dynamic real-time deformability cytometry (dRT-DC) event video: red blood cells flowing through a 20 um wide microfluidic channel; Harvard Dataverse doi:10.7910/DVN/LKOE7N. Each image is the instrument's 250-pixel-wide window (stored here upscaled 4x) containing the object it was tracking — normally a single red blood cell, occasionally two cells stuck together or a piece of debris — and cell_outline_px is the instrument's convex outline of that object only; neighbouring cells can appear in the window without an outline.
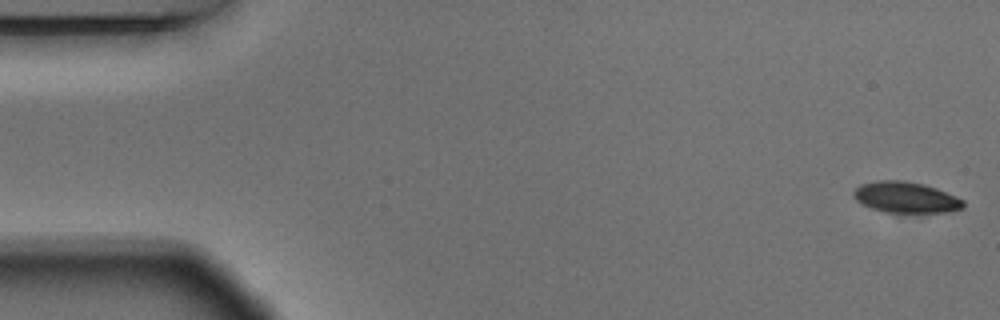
{"species": "Egyptian fruit bat (a non-hibernating species)", "species_latin": "Rousettus aegyptiacus", "temperature_condition": "warm", "stored_images_in_passage": 55, "camera_frame_rate_fps": 3000, "um_per_image_px": 0.085, "animal": {"sex": "male"}, "frame": {"image": 1, "passage_image": 1, "time_ms": 0.0, "image_size_px": [1000, 320], "cell_outline_px": [[964, 208], [948, 212], [908, 216], [904, 216], [884, 212], [872, 208], [856, 200], [852, 196], [852, 192], [860, 184], [880, 180], [904, 180], [924, 184], [936, 188], [956, 196], [964, 200]], "centroid_in_image_um": [77.02, 16.83], "position_along_channel_um": 8.0, "area_um2": 20.81}}
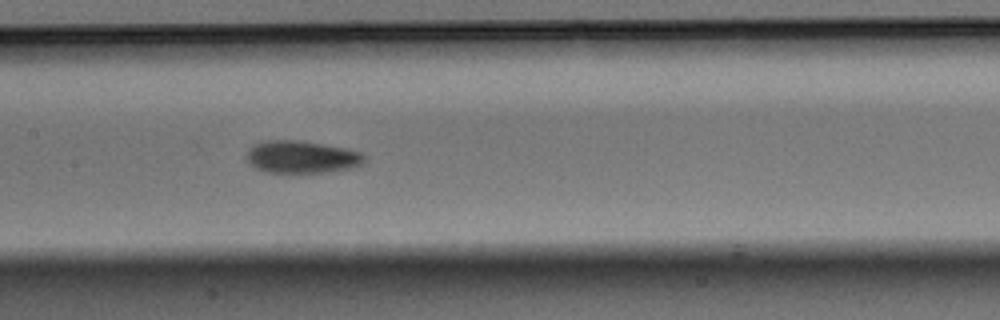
{"frame": {"image": 2, "passage_image": 26, "time_ms": 8.333, "image_size_px": [1000, 320], "cell_outline_px": [[368, 156], [364, 164], [352, 168], [324, 172], [268, 172], [256, 168], [248, 164], [244, 156], [248, 148], [252, 144], [264, 140], [300, 140], [324, 144], [344, 148], [360, 152]], "centroid_in_image_um": [25.61, 13.33], "position_along_channel_um": 181.8, "area_um2": 22.66}}
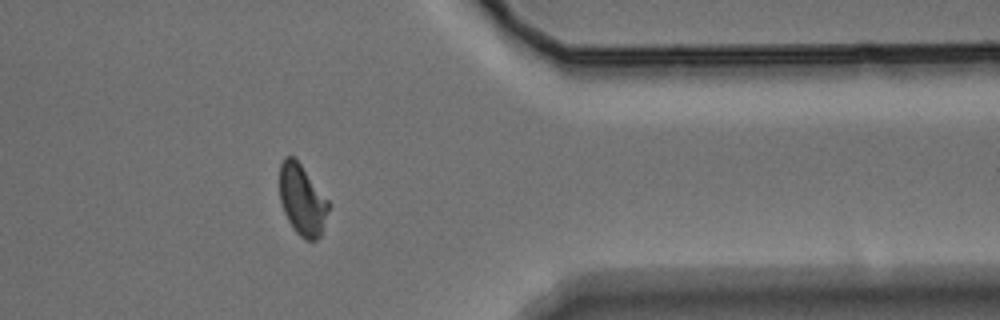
{"frame": {"image": 3, "passage_image": 44, "time_ms": 14.333, "image_size_px": [1000, 320], "cell_outline_px": [[332, 204], [320, 236], [316, 240], [304, 240], [296, 232], [288, 220], [284, 212], [280, 200], [280, 164], [284, 156], [292, 156], [300, 164]], "centroid_in_image_um": [25.71, 17.01], "position_along_channel_um": 385.7, "area_um2": 20.23}, "authors_computed_cell_mechanics": {"area_um2": 21.2126, "velocity_mm_per_s": 3.6708, "shape_relaxation_time_tau1_ms": 3.0141, "shape_relaxation_time_tau2_ms": 5.1956, "deformation_change_tau1": 0.1271, "deformation_change_tau2": 0.0831}}